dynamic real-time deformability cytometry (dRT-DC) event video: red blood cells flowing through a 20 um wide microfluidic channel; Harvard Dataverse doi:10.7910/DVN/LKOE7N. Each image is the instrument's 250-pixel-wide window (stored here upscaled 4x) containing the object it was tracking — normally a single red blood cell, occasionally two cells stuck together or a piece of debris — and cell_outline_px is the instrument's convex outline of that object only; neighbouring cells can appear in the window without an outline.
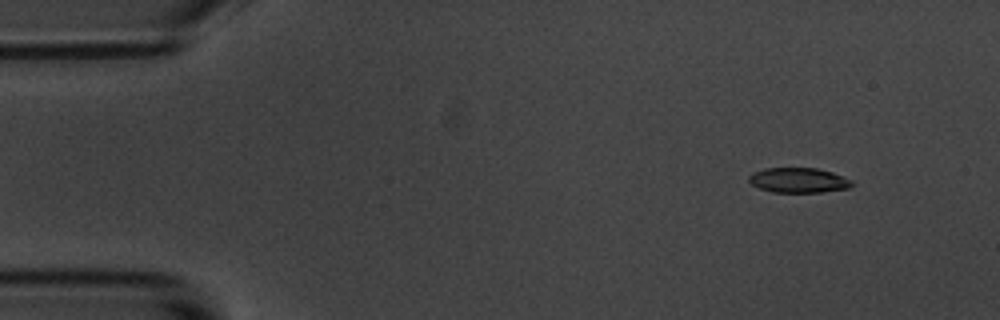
{"species": "common noctule bat (a hibernating species)", "species_latin": "Nyctalus noctula", "temperature_condition": "room temperature", "stored_images_in_passage": 4, "camera_frame_rate_fps": 3000, "um_per_image_px": 0.085, "animal": {"sex": "male", "body_mass_g": 20.1, "forearm_length_mm": 53.5}, "frame": {"image": 1, "passage_image": 1, "time_ms": 0.0, "image_size_px": [1000, 320], "cell_outline_px": [[856, 184], [848, 188], [820, 192], [772, 192], [760, 188], [752, 184], [748, 180], [748, 176], [752, 172], [764, 168], [816, 168], [832, 172], [852, 180]], "centroid_in_image_um": [67.87, 15.31], "position_along_channel_um": 17.1, "area_um2": 15.03}}
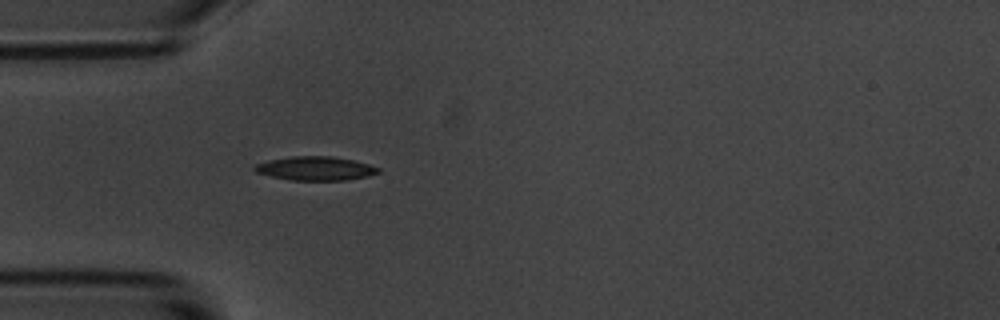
{"frame": {"image": 2, "passage_image": 4, "time_ms": 3.667, "image_size_px": [1000, 320], "cell_outline_px": [[380, 172], [368, 176], [344, 180], [292, 180], [272, 176], [256, 172], [252, 168], [256, 164], [268, 160], [288, 156], [332, 156], [352, 160], [368, 164], [380, 168]], "centroid_in_image_um": [26.8, 14.31], "position_along_channel_um": 58.2, "area_um2": 17.11}}